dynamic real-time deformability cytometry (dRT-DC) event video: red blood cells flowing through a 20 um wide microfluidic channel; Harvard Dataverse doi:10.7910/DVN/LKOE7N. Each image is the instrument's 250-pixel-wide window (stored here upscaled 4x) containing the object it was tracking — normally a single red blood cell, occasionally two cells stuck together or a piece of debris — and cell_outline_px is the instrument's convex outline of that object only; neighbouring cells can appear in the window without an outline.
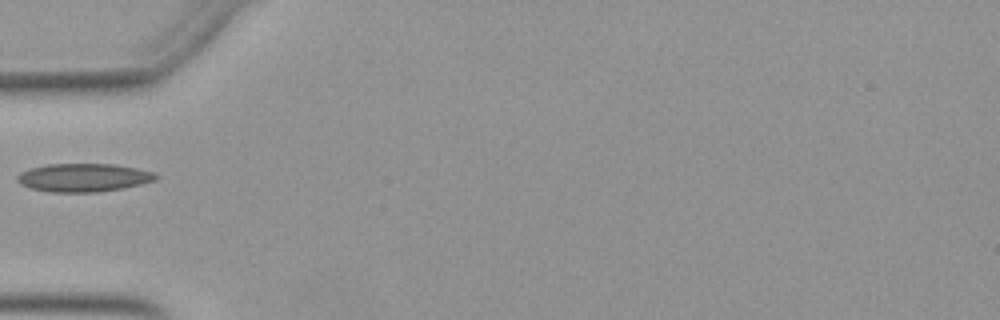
{"species": "Egyptian fruit bat (a non-hibernating species)", "species_latin": "Rousettus aegyptiacus", "temperature_condition": "warm", "stored_images_in_passage": 35, "camera_frame_rate_fps": 3000, "um_per_image_px": 0.085, "animal": {"sex": "female"}, "frame": {"image": 1, "passage_image": 1, "time_ms": 0.0, "image_size_px": [1000, 320], "cell_outline_px": [[160, 176], [156, 180], [124, 188], [96, 192], [48, 192], [32, 188], [20, 184], [16, 180], [16, 176], [20, 172], [32, 168], [48, 164], [112, 164], [136, 168], [156, 172]], "centroid_in_image_um": [7.12, 15.1], "position_along_channel_um": 77.9, "area_um2": 22.89}}
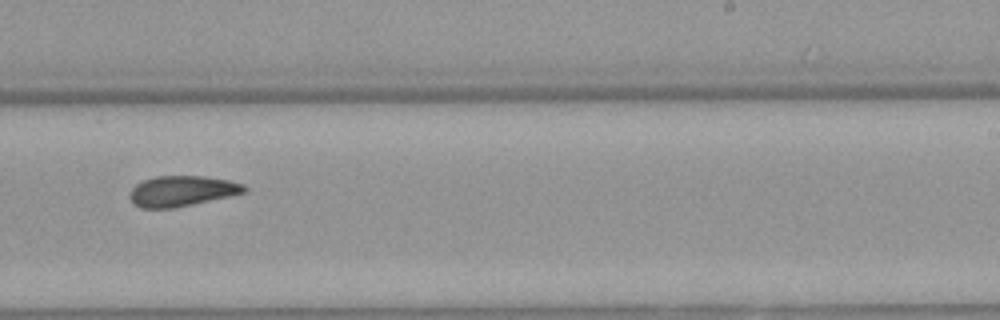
{"frame": {"image": 2, "passage_image": 16, "time_ms": 5.0, "image_size_px": [1000, 320], "cell_outline_px": [[248, 192], [192, 204], [172, 208], [140, 208], [132, 204], [128, 196], [128, 192], [136, 184], [144, 180], [156, 176], [204, 176], [228, 180], [244, 184], [248, 188]], "centroid_in_image_um": [15.44, 16.24], "position_along_channel_um": 273.6, "area_um2": 20.52}}
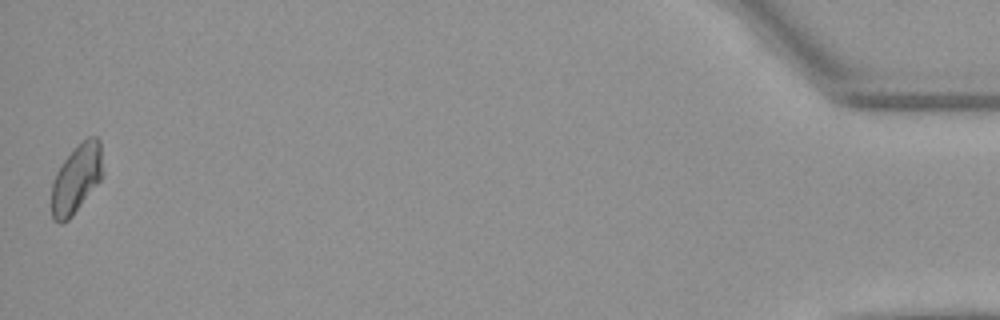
{"frame": {"image": 3, "passage_image": 35, "time_ms": 11.333, "image_size_px": [1000, 320], "cell_outline_px": [[104, 172], [100, 180], [72, 216], [68, 220], [60, 224], [52, 220], [52, 184], [56, 172], [64, 160], [88, 136], [96, 136], [100, 140]], "centroid_in_image_um": [6.51, 15.2], "position_along_channel_um": 428.7, "area_um2": 20.35}}